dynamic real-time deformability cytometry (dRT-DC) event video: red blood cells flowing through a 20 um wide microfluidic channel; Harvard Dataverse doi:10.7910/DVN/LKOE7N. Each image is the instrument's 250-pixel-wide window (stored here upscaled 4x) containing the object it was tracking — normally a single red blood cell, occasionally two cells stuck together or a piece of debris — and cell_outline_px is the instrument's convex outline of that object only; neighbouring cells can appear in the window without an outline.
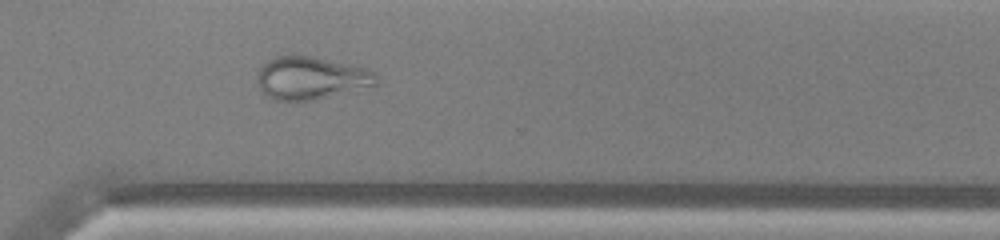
{"species": "common noctule bat (a hibernating species)", "species_latin": "Nyctalus noctula", "temperature_condition": "warm", "stored_images_in_passage": 50, "camera_frame_rate_fps": 3000, "um_per_image_px": 0.085, "animal": {"sex": "male", "body_mass_g": 13.0, "forearm_length_mm": 53.1}, "frame": {"image": 1, "passage_image": 36, "time_ms": 11.667, "image_size_px": [1000, 240], "cell_outline_px": [[380, 80], [376, 84], [312, 100], [272, 100], [260, 88], [256, 80], [256, 72], [268, 60], [276, 56], [312, 56], [364, 68], [376, 72]], "centroid_in_image_um": [26.39, 6.62], "position_along_channel_um": 344.2, "area_um2": 29.19}}